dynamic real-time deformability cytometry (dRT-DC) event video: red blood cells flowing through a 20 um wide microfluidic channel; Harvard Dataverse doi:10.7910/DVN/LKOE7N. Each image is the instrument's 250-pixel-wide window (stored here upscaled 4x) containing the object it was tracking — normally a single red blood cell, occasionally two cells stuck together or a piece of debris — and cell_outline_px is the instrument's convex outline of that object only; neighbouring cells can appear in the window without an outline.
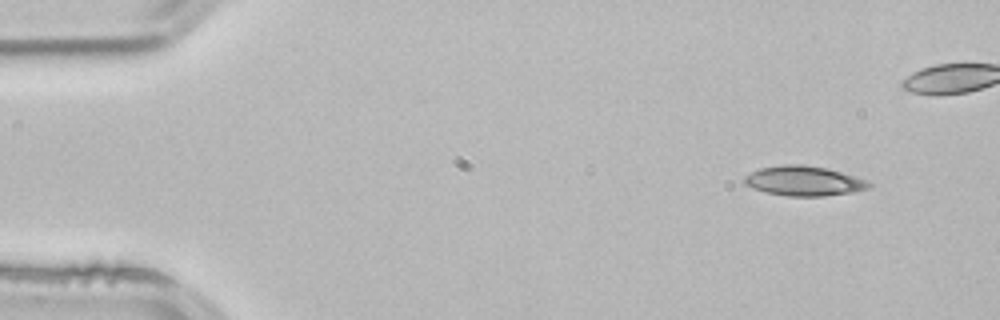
{"species": "common noctule bat (a hibernating species)", "species_latin": "Nyctalus noctula", "temperature_condition": "room temperature", "stored_images_in_passage": 4, "camera_frame_rate_fps": 3000, "um_per_image_px": 0.085, "animal": {"sex": "male", "body_mass_g": 21.5, "forearm_length_mm": 52.0}, "frame": {"image": 1, "passage_image": 1, "time_ms": 0.0, "image_size_px": [1000, 320], "cell_outline_px": [[872, 188], [852, 192], [824, 196], [788, 196], [764, 192], [752, 188], [744, 184], [744, 176], [760, 168], [784, 164], [800, 164], [828, 168], [868, 180], [872, 184]], "centroid_in_image_um": [68.35, 15.38], "position_along_channel_um": 16.7, "area_um2": 21.79}}